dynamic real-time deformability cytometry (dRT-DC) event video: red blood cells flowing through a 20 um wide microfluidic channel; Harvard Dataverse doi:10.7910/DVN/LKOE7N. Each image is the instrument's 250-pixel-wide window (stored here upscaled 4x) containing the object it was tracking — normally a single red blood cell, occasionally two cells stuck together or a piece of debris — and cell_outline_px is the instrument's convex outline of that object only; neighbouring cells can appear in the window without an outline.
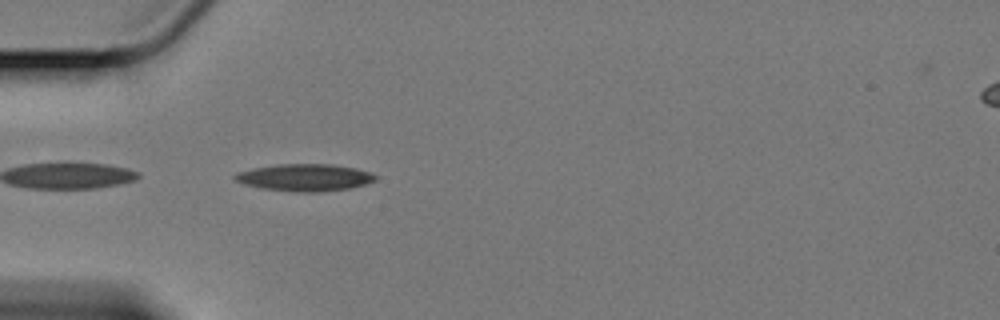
{"species": "Egyptian fruit bat (a non-hibernating species)", "species_latin": "Rousettus aegyptiacus", "temperature_condition": "cold", "stored_images_in_passage": 7, "camera_frame_rate_fps": 3000, "um_per_image_px": 0.085, "animal": {"sex": "female"}, "frame": {"image": 1, "passage_image": 2, "time_ms": 0.333, "image_size_px": [1000, 320], "cell_outline_px": [[376, 180], [352, 188], [320, 192], [292, 192], [260, 188], [244, 184], [236, 180], [232, 176], [236, 172], [252, 168], [280, 164], [332, 164], [356, 168], [372, 172], [376, 176]], "centroid_in_image_um": [25.9, 15.09], "position_along_channel_um": 59.1, "area_um2": 22.43}}
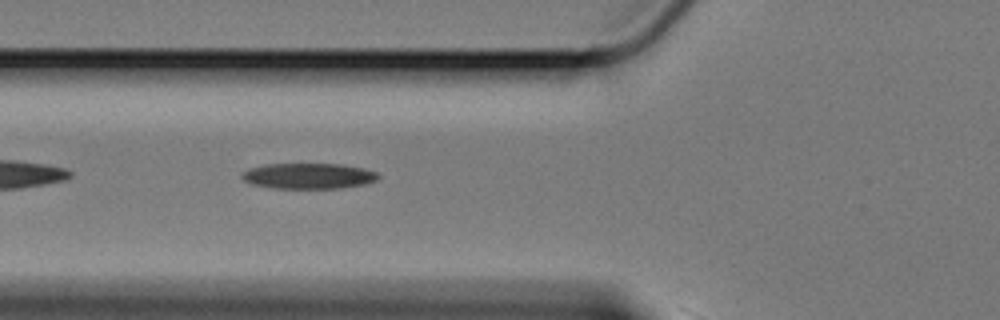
{"frame": {"image": 2, "passage_image": 6, "time_ms": 1.667, "image_size_px": [1000, 320], "cell_outline_px": [[380, 176], [376, 180], [364, 184], [340, 188], [272, 188], [252, 184], [244, 180], [240, 176], [244, 172], [252, 168], [268, 164], [340, 164], [364, 168], [376, 172]], "centroid_in_image_um": [26.25, 14.96], "position_along_channel_um": 99.6, "area_um2": 20.17}}